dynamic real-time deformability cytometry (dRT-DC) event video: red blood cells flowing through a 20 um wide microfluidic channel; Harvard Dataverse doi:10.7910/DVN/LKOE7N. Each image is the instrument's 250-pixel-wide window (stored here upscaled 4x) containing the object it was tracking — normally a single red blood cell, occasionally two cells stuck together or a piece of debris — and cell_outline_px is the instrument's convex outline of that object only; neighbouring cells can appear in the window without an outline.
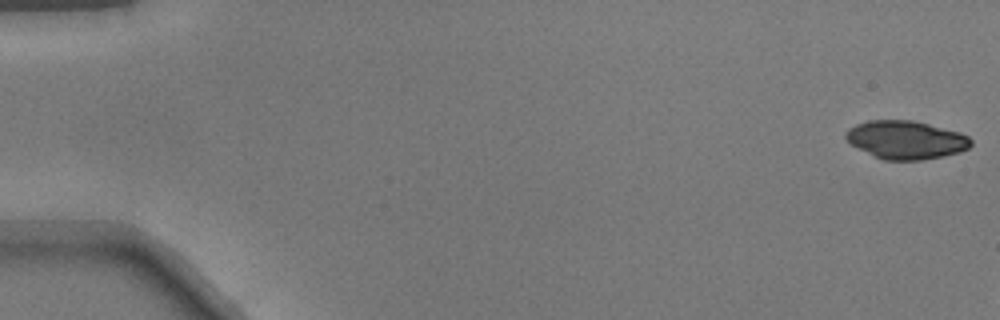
{"species": "common noctule bat (a hibernating species)", "species_latin": "Nyctalus noctula", "temperature_condition": "warm", "stored_images_in_passage": 7, "camera_frame_rate_fps": 3000, "um_per_image_px": 0.085, "animal": {"sex": "male", "body_mass_g": 17.9}, "frame": {"image": 1, "passage_image": 1, "time_ms": 0.0, "image_size_px": [1000, 320], "cell_outline_px": [[972, 144], [968, 148], [960, 152], [920, 160], [884, 160], [852, 144], [844, 136], [844, 132], [848, 128], [856, 124], [868, 120], [912, 120], [960, 132], [968, 136], [972, 140]], "centroid_in_image_um": [77.01, 11.87], "position_along_channel_um": 8.0, "area_um2": 27.63}}